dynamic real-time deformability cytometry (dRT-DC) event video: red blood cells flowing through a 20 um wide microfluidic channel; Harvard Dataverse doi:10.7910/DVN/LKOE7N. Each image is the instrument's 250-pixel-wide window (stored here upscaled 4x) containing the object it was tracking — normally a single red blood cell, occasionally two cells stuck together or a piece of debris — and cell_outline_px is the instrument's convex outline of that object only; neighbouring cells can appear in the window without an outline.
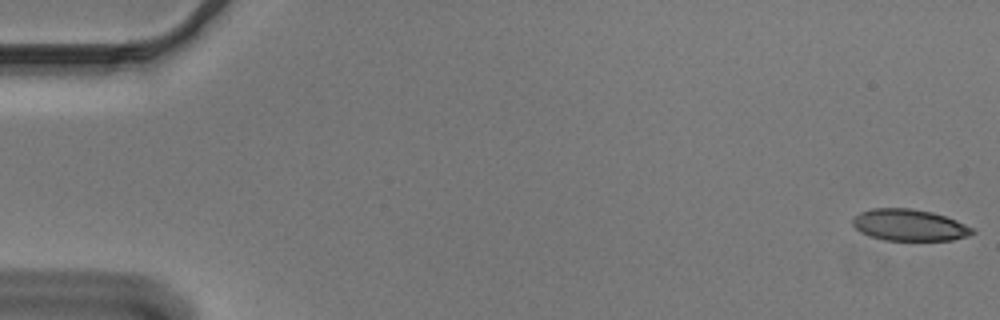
{"species": "Egyptian fruit bat (a non-hibernating species)", "species_latin": "Rousettus aegyptiacus", "temperature_condition": "cold", "stored_images_in_passage": 55, "camera_frame_rate_fps": 3000, "um_per_image_px": 0.085, "animal": {"sex": "male"}, "frame": {"image": 1, "passage_image": 1, "time_ms": 0.0, "image_size_px": [1000, 320], "cell_outline_px": [[976, 232], [968, 236], [952, 240], [884, 240], [860, 232], [852, 224], [852, 216], [860, 212], [872, 208], [912, 208], [932, 212], [956, 220], [976, 228]], "centroid_in_image_um": [77.31, 19.12], "position_along_channel_um": 7.7, "area_um2": 22.2}}
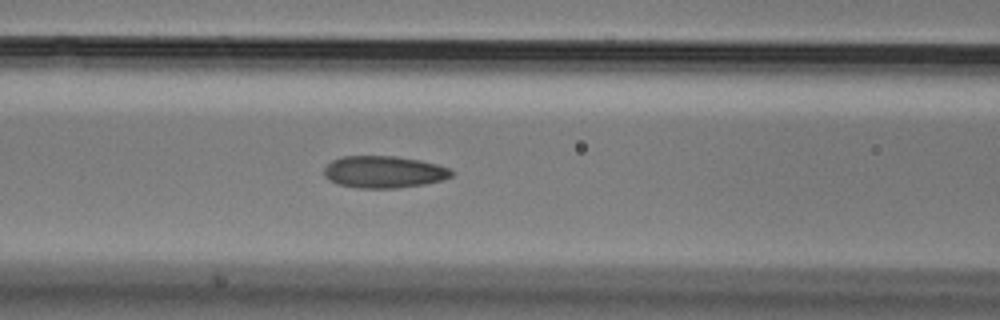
{"frame": {"image": 2, "passage_image": 23, "time_ms": 7.333, "image_size_px": [1000, 320], "cell_outline_px": [[452, 176], [444, 180], [424, 184], [396, 188], [356, 188], [340, 184], [328, 180], [324, 176], [324, 168], [332, 160], [344, 156], [396, 156], [420, 160], [436, 164], [448, 168], [452, 172]], "centroid_in_image_um": [32.61, 14.61], "position_along_channel_um": 134.0, "area_um2": 23.76}}
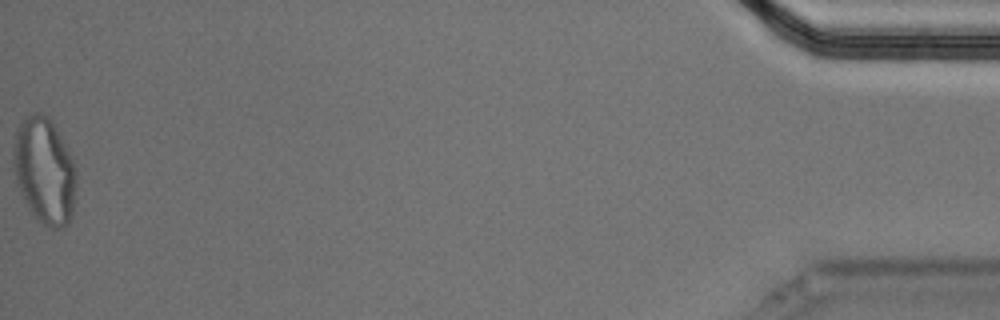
{"frame": {"image": 3, "passage_image": 55, "time_ms": 18.0, "image_size_px": [1000, 320], "cell_outline_px": [[76, 184], [72, 216], [68, 224], [64, 228], [52, 228], [40, 224], [36, 220], [28, 208], [24, 200], [16, 180], [12, 156], [16, 132], [20, 124], [32, 112], [40, 112], [52, 124], [64, 144], [76, 168]], "centroid_in_image_um": [3.78, 14.6], "position_along_channel_um": 431.4, "area_um2": 38.61}, "authors_computed_cell_mechanics": {"area_um2": 23.7558, "velocity_mm_per_s": 3.6669, "shape_relaxation_time_tau1_ms": null, "shape_relaxation_time_tau2_ms": 1.1841, "deformation_change_tau1": null, "deformation_change_tau2": 0.07}}